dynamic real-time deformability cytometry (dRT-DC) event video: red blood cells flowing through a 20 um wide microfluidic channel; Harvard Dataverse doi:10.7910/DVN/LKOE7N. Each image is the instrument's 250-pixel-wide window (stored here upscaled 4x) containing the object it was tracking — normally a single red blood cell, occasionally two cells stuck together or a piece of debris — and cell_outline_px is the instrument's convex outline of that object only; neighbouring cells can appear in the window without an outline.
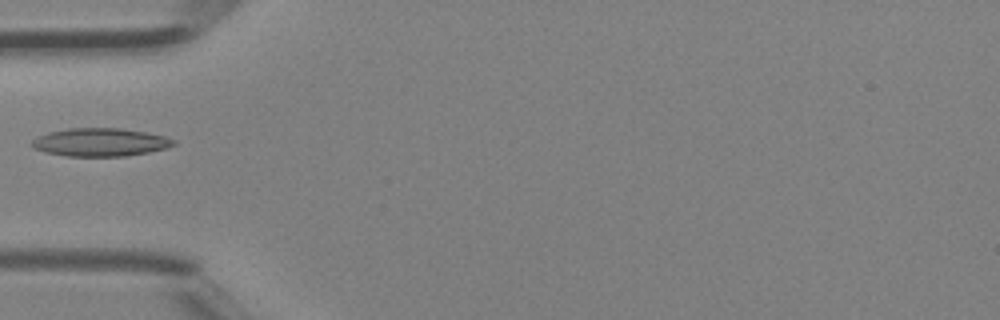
{"species": "Egyptian fruit bat (a non-hibernating species)", "species_latin": "Rousettus aegyptiacus", "temperature_condition": "room temperature", "stored_images_in_passage": 6, "camera_frame_rate_fps": 3000, "um_per_image_px": 0.085, "animal": {"sex": "female"}, "frame": {"image": 1, "passage_image": 6, "time_ms": 1.667, "image_size_px": [1000, 320], "cell_outline_px": [[176, 144], [168, 148], [148, 152], [124, 156], [64, 156], [44, 152], [32, 148], [32, 140], [36, 136], [48, 132], [68, 128], [120, 128], [144, 132], [164, 136], [176, 140]], "centroid_in_image_um": [8.49, 12.09], "position_along_channel_um": 76.5, "area_um2": 23.35}}